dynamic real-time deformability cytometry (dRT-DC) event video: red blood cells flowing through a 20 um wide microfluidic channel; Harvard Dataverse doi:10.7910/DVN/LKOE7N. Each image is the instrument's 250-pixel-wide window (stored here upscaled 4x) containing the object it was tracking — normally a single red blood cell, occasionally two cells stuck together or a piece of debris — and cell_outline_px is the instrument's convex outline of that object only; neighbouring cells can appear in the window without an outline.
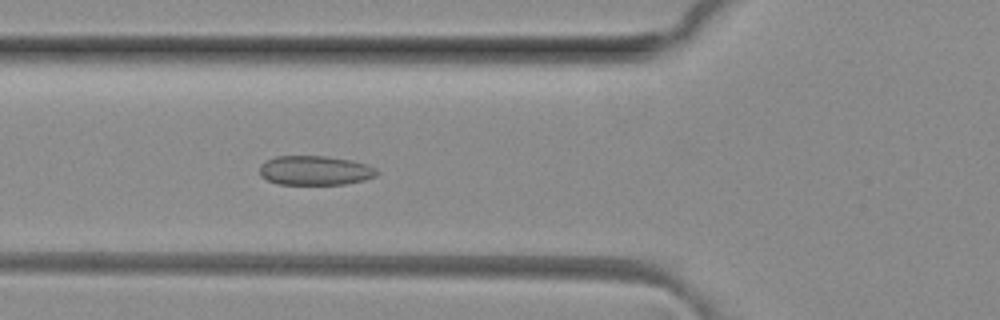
{"species": "common noctule bat (a hibernating species)", "species_latin": "Nyctalus noctula", "temperature_condition": "room temperature", "stored_images_in_passage": 5, "camera_frame_rate_fps": 3000, "um_per_image_px": 0.085, "animal": {"sex": "female", "body_mass_g": 29.2, "forearm_length_mm": 56.3}, "frame": {"image": 1, "passage_image": 4, "time_ms": 1.0, "image_size_px": [1000, 320], "cell_outline_px": [[380, 172], [376, 176], [364, 180], [344, 184], [276, 184], [260, 176], [260, 164], [276, 156], [324, 156], [352, 160], [368, 164], [376, 168]], "centroid_in_image_um": [26.8, 14.49], "position_along_channel_um": 99.0, "area_um2": 20.17}}